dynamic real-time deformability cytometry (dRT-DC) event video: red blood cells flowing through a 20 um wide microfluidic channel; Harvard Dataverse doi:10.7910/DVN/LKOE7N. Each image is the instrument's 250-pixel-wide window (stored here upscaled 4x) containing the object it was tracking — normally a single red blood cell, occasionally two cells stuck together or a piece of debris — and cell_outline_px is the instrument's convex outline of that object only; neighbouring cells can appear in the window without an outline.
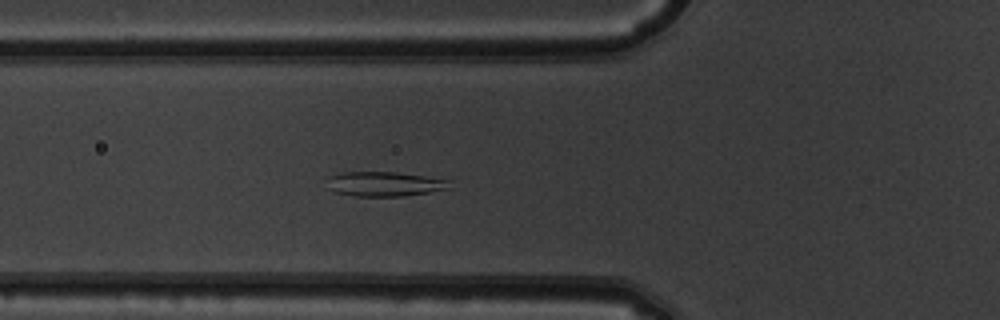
{"species": "common noctule bat (a hibernating species)", "species_latin": "Nyctalus noctula", "temperature_condition": "warm", "stored_images_in_passage": 41, "segment_of_instrument_passage": [1, 2], "camera_frame_rate_fps": 3000, "um_per_image_px": 0.085, "animal": {"sex": "male", "body_mass_g": 19.5, "forearm_length_mm": 54.6}, "frame": {"image": 1, "passage_image": 7, "time_ms": 2.0, "image_size_px": [1000, 320], "cell_outline_px": [[452, 188], [404, 196], [356, 196], [336, 192], [332, 188], [328, 176], [344, 172], [396, 172], [452, 180]], "centroid_in_image_um": [32.79, 15.63], "position_along_channel_um": 93.0, "area_um2": 17.4}}
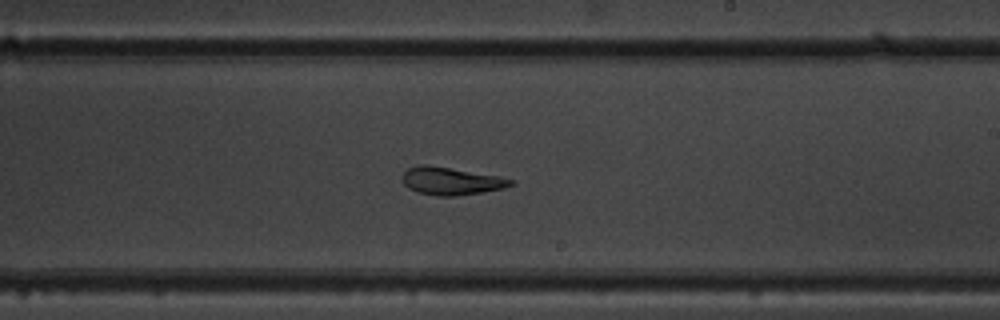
{"frame": {"image": 2, "passage_image": 19, "time_ms": 6.0, "image_size_px": [1000, 320], "cell_outline_px": [[516, 184], [504, 188], [456, 196], [436, 196], [420, 192], [408, 188], [404, 184], [400, 176], [408, 168], [420, 164], [428, 164], [496, 176], [512, 180]], "centroid_in_image_um": [38.29, 15.38], "position_along_channel_um": 250.7, "area_um2": 17.34}}
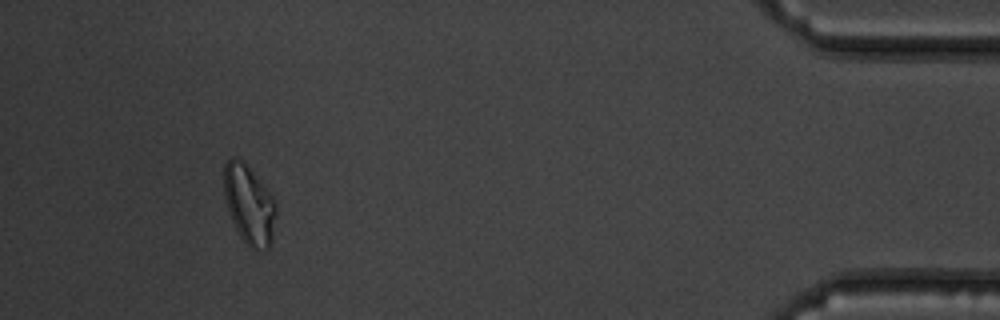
{"frame": {"image": 3, "passage_image": 36, "time_ms": 11.667, "image_size_px": [1000, 320], "cell_outline_px": [[276, 212], [272, 240], [268, 248], [264, 252], [256, 252], [240, 236], [228, 212], [224, 196], [224, 164], [232, 156], [236, 156], [252, 172], [276, 200]], "centroid_in_image_um": [21.18, 17.43], "position_along_channel_um": 414.0, "area_um2": 23.93}}